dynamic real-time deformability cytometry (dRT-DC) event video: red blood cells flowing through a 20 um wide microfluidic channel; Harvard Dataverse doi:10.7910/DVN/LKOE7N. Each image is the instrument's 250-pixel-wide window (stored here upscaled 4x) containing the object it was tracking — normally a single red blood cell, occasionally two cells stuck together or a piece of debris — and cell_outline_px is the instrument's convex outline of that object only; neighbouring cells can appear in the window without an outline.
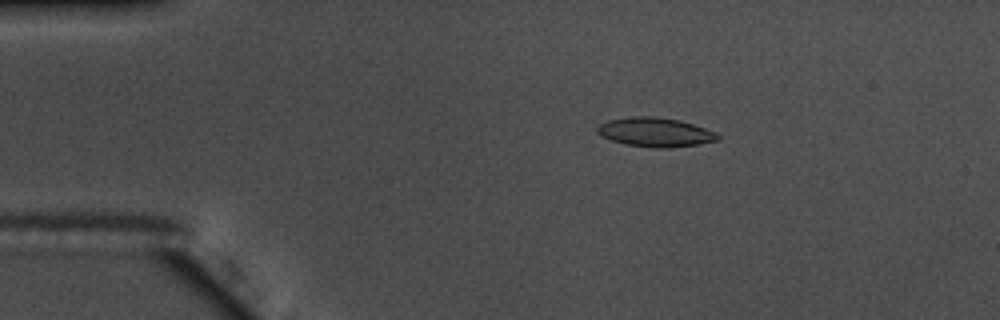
{"species": "common noctule bat (a hibernating species)", "species_latin": "Nyctalus noctula", "temperature_condition": "warm", "stored_images_in_passage": 55, "camera_frame_rate_fps": 3000, "um_per_image_px": 0.085, "animal": {"sex": "male", "body_mass_g": 17.5, "forearm_length_mm": 52.3}, "frame": {"image": 1, "passage_image": 10, "time_ms": 3.0, "image_size_px": [1000, 320], "cell_outline_px": [[720, 140], [696, 144], [668, 148], [664, 148], [624, 144], [600, 136], [596, 132], [596, 128], [600, 124], [608, 120], [632, 116], [652, 116], [680, 120], [716, 132], [720, 136]], "centroid_in_image_um": [55.67, 11.23], "position_along_channel_um": 29.3, "area_um2": 20.35}}
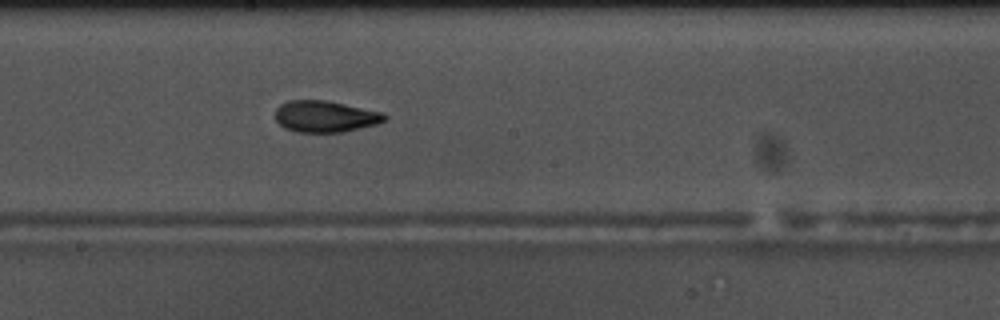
{"frame": {"image": 2, "passage_image": 30, "time_ms": 9.667, "image_size_px": [1000, 320], "cell_outline_px": [[388, 116], [384, 120], [376, 124], [344, 132], [296, 132], [284, 128], [276, 120], [276, 108], [280, 104], [288, 100], [328, 100], [384, 112]], "centroid_in_image_um": [27.65, 9.89], "position_along_channel_um": 220.6, "area_um2": 20.23}}
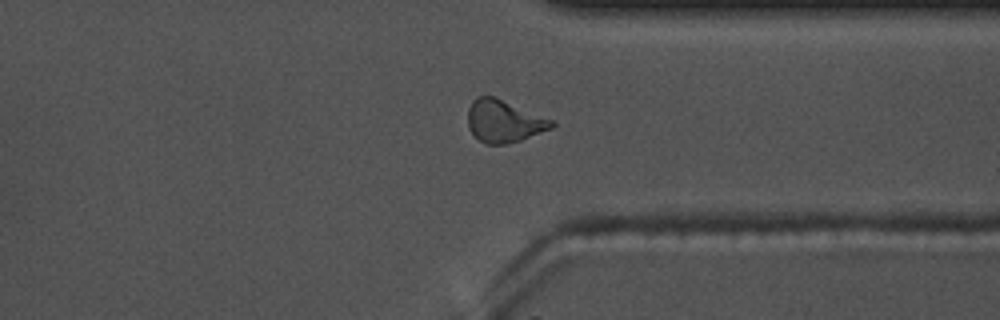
{"frame": {"image": 3, "passage_image": 42, "time_ms": 13.667, "image_size_px": [1000, 320], "cell_outline_px": [[556, 124], [552, 128], [520, 140], [508, 144], [484, 144], [468, 128], [468, 108], [472, 100], [480, 96], [492, 96], [556, 120]], "centroid_in_image_um": [42.86, 10.3], "position_along_channel_um": 368.5, "area_um2": 20.69}, "authors_computed_cell_mechanics": {"area_um2": 19.7676, "velocity_mm_per_s": 3.7136, "shape_relaxation_time_tau1_ms": 4.4918, "shape_relaxation_time_tau2_ms": 1.8912, "deformation_change_tau1": 0.1688, "deformation_change_tau2": 0.0908}}